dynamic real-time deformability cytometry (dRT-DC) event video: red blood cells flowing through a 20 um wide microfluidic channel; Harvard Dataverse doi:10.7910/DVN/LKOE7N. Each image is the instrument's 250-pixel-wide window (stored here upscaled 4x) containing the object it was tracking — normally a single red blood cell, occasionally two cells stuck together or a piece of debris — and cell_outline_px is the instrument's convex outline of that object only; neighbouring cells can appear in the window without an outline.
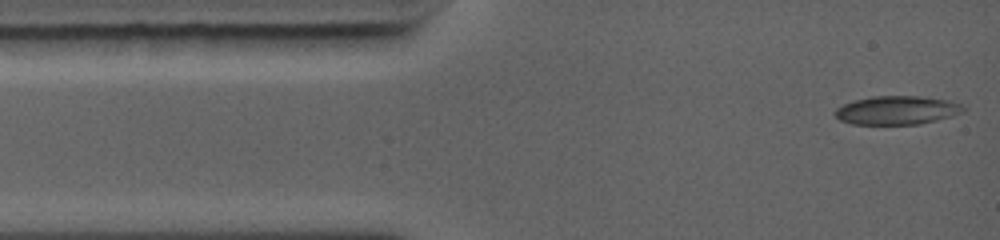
{"species": "common noctule bat (a hibernating species)", "species_latin": "Nyctalus noctula", "temperature_condition": "warm", "stored_images_in_passage": 13, "camera_frame_rate_fps": 5000, "um_per_image_px": 0.085, "animal": {"sex": "female", "body_mass_g": 19.0, "forearm_length_mm": 56.7}, "frame": {"image": 1, "passage_image": 1, "time_ms": 0.0, "image_size_px": [1000, 240], "cell_outline_px": [[964, 112], [952, 116], [920, 124], [852, 124], [840, 120], [836, 116], [836, 108], [852, 100], [872, 96], [920, 96], [948, 100], [960, 104], [964, 108]], "centroid_in_image_um": [76.24, 9.36], "position_along_channel_um": 8.8, "area_um2": 21.33}}
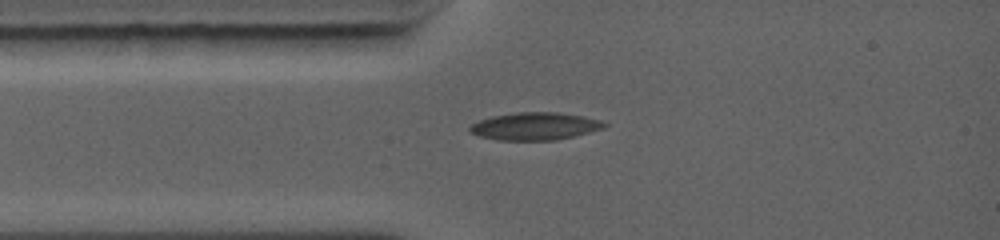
{"frame": {"image": 2, "passage_image": 11, "time_ms": 2.0, "image_size_px": [1000, 240], "cell_outline_px": [[608, 124], [604, 128], [556, 140], [496, 140], [480, 136], [468, 132], [468, 128], [472, 124], [480, 120], [492, 116], [516, 112], [556, 112], [584, 116], [600, 120]], "centroid_in_image_um": [45.44, 10.72], "position_along_channel_um": 39.6, "area_um2": 21.56}}